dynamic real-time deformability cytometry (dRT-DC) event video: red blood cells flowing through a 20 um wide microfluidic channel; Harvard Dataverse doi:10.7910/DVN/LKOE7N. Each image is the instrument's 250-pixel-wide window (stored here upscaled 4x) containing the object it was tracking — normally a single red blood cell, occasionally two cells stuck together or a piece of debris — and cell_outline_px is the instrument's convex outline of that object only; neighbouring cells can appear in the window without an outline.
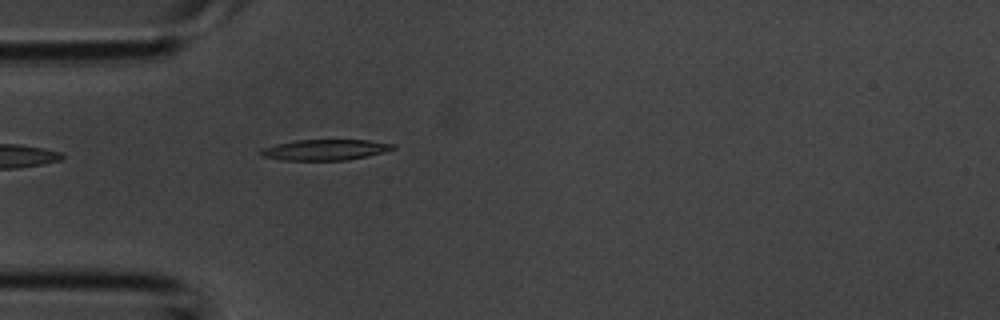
{"species": "common noctule bat (a hibernating species)", "species_latin": "Nyctalus noctula", "temperature_condition": "room temperature", "stored_images_in_passage": 3, "camera_frame_rate_fps": 3000, "um_per_image_px": 0.085, "animal": {"sex": "male", "body_mass_g": 20.1, "forearm_length_mm": 53.5}, "frame": {"image": 1, "passage_image": 3, "time_ms": 0.667, "image_size_px": [1000, 320], "cell_outline_px": [[396, 148], [384, 152], [348, 160], [280, 160], [260, 156], [260, 152], [264, 148], [276, 144], [296, 140], [368, 140], [396, 144]], "centroid_in_image_um": [27.65, 12.73], "position_along_channel_um": 57.3, "area_um2": 15.95}}